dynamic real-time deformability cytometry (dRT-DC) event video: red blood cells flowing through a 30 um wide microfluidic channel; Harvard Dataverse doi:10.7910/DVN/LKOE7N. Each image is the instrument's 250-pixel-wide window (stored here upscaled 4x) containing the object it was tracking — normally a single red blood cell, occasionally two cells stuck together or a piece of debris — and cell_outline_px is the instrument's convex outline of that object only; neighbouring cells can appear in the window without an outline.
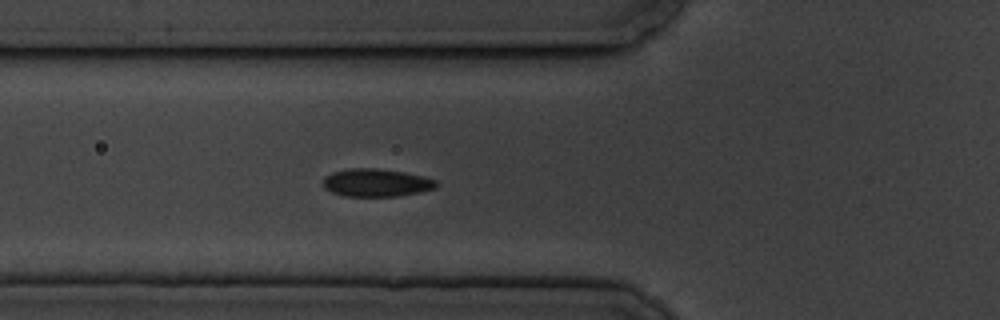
{"species": "common noctule bat (a hibernating species)", "species_latin": "Nyctalus noctula", "temperature_condition": "cold", "stored_images_in_passage": 6, "camera_frame_rate_fps": 3000, "um_per_image_px": 0.085, "animal": {"sex": "male", "body_mass_g": 19.5, "forearm_length_mm": 54.6}, "frame": {"image": 1, "passage_image": 6, "time_ms": 5.667, "image_size_px": [1000, 320], "cell_outline_px": [[436, 188], [420, 192], [400, 196], [344, 196], [332, 192], [324, 188], [324, 176], [332, 172], [348, 168], [376, 168], [404, 172], [424, 176], [436, 180]], "centroid_in_image_um": [31.98, 15.52], "position_along_channel_um": 93.8, "area_um2": 18.44}}